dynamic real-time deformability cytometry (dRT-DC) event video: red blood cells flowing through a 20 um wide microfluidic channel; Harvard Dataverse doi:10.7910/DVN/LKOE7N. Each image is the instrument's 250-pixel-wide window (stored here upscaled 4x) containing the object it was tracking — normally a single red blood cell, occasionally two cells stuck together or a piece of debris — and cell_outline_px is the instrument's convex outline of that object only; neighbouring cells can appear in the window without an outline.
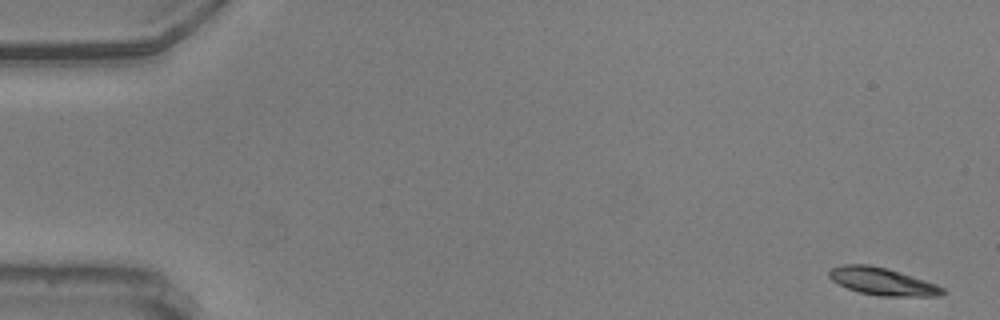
{"species": "common noctule bat (a hibernating species)", "species_latin": "Nyctalus noctula", "temperature_condition": "warm", "stored_images_in_passage": 16, "camera_frame_rate_fps": 3000, "um_per_image_px": 0.085, "animal": {"sex": "male", "body_mass_g": 20.5, "forearm_length_mm": 52.5}, "frame": {"image": 1, "passage_image": 1, "time_ms": 0.0, "image_size_px": [1000, 320], "cell_outline_px": [[948, 292], [940, 296], [880, 296], [860, 292], [848, 288], [832, 280], [828, 276], [828, 272], [832, 268], [844, 264], [868, 264], [888, 268], [936, 284], [944, 288]], "centroid_in_image_um": [75.03, 23.92], "position_along_channel_um": 10.0, "area_um2": 18.09}}
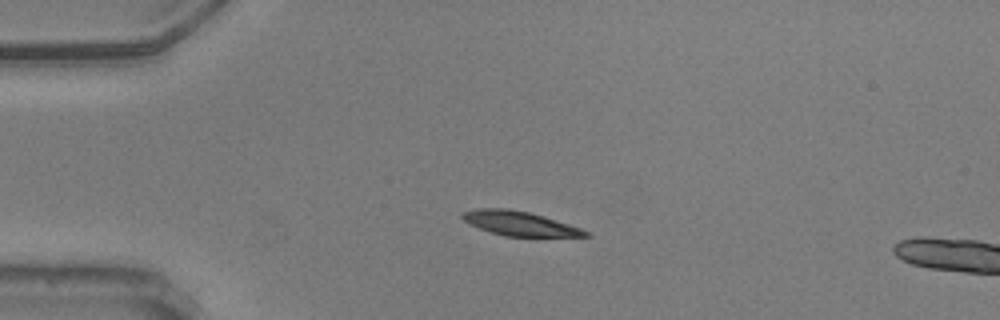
{"frame": {"image": 2, "passage_image": 13, "time_ms": 4.0, "image_size_px": [1000, 320], "cell_outline_px": [[592, 236], [504, 236], [468, 224], [460, 216], [460, 212], [480, 208], [508, 208], [528, 212], [544, 216], [580, 228], [588, 232]], "centroid_in_image_um": [44.11, 18.98], "position_along_channel_um": 40.9, "area_um2": 17.28}}